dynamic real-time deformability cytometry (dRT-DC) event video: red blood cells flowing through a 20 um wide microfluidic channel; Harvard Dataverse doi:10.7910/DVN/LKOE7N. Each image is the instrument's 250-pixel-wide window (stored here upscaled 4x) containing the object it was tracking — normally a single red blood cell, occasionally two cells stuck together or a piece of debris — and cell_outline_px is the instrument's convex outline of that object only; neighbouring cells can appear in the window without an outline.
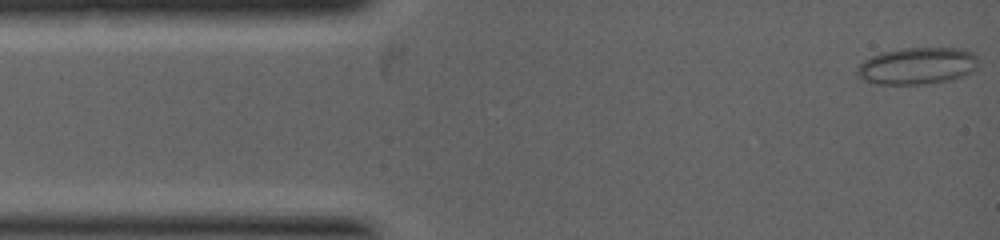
{"species": "common noctule bat (a hibernating species)", "species_latin": "Nyctalus noctula", "temperature_condition": "warm", "stored_images_in_passage": 37, "camera_frame_rate_fps": 5000, "um_per_image_px": 0.085, "animal": {"sex": "female", "body_mass_g": 19.0, "forearm_length_mm": 53.3}, "frame": {"image": 1, "passage_image": 1, "time_ms": 0.0, "image_size_px": [1000, 240], "cell_outline_px": [[976, 68], [972, 72], [964, 76], [952, 80], [924, 84], [876, 84], [864, 80], [856, 76], [856, 68], [864, 60], [880, 52], [904, 48], [964, 48], [972, 52], [976, 56]], "centroid_in_image_um": [77.95, 5.6], "position_along_channel_um": 7.0, "area_um2": 26.3}}
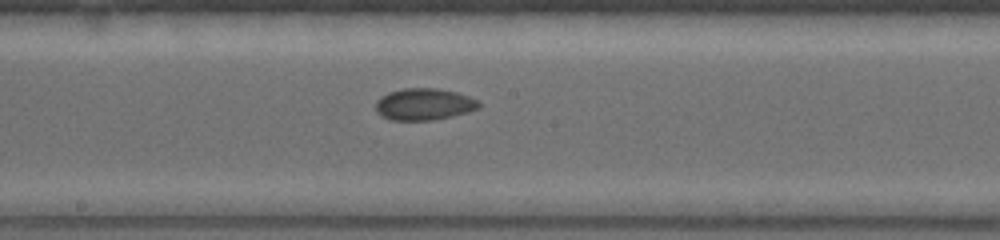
{"frame": {"image": 2, "passage_image": 17, "time_ms": 4.0, "image_size_px": [1000, 240], "cell_outline_px": [[480, 108], [468, 112], [452, 116], [432, 120], [392, 120], [376, 112], [376, 100], [380, 96], [388, 92], [400, 88], [436, 88], [456, 92], [480, 100]], "centroid_in_image_um": [36.05, 8.85], "position_along_channel_um": 212.2, "area_um2": 19.25}}
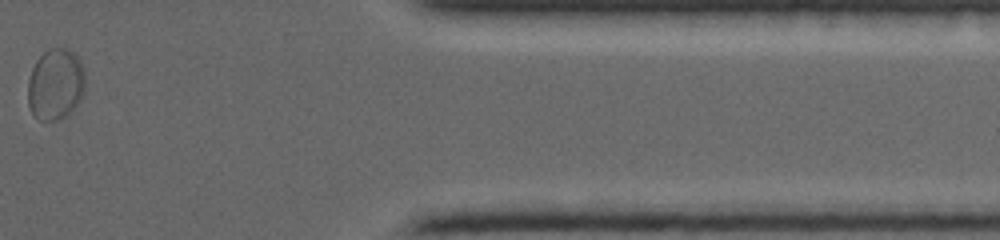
{"frame": {"image": 3, "passage_image": 32, "time_ms": 7.2, "image_size_px": [1000, 240], "cell_outline_px": [[84, 92], [80, 100], [68, 116], [56, 120], [40, 120], [32, 116], [28, 104], [28, 80], [32, 68], [36, 60], [48, 48], [68, 48], [80, 60], [84, 68]], "centroid_in_image_um": [4.71, 7.18], "position_along_channel_um": 406.7, "area_um2": 24.1}}